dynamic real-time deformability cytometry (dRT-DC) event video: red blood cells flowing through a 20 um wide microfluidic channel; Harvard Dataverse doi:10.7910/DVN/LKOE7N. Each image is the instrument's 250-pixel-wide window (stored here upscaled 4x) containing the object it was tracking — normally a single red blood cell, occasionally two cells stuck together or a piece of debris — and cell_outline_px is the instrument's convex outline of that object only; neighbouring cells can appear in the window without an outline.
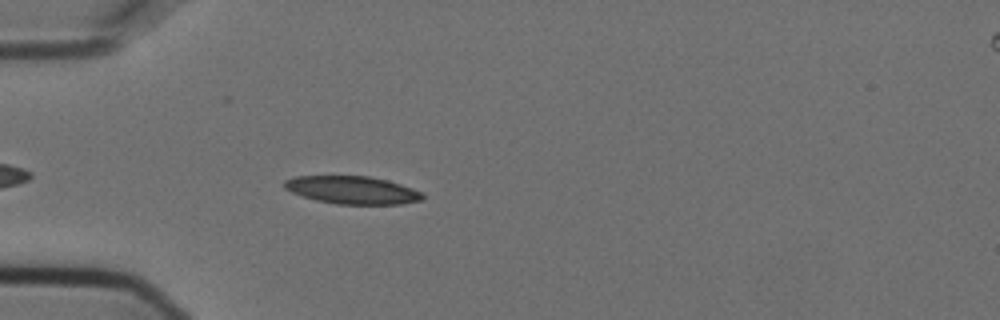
{"species": "Egyptian fruit bat (a non-hibernating species)", "species_latin": "Rousettus aegyptiacus", "temperature_condition": "cold", "stored_images_in_passage": 45, "camera_frame_rate_fps": 3000, "um_per_image_px": 0.085, "animal": {"sex": "female"}, "frame": {"image": 1, "passage_image": 5, "time_ms": 1.333, "image_size_px": [1000, 320], "cell_outline_px": [[424, 200], [400, 204], [336, 204], [316, 200], [292, 192], [284, 188], [284, 180], [296, 176], [368, 176], [388, 180], [424, 192]], "centroid_in_image_um": [29.98, 16.15], "position_along_channel_um": 55.0, "area_um2": 22.43}}
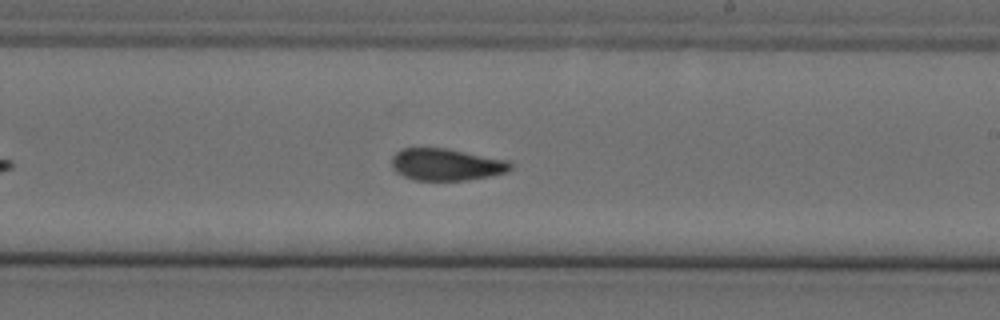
{"frame": {"image": 2, "passage_image": 22, "time_ms": 7.0, "image_size_px": [1000, 320], "cell_outline_px": [[512, 168], [508, 172], [492, 176], [468, 180], [416, 180], [404, 176], [396, 172], [392, 168], [392, 156], [400, 148], [444, 148], [508, 160], [512, 164]], "centroid_in_image_um": [37.94, 13.99], "position_along_channel_um": 251.1, "area_um2": 22.2}}
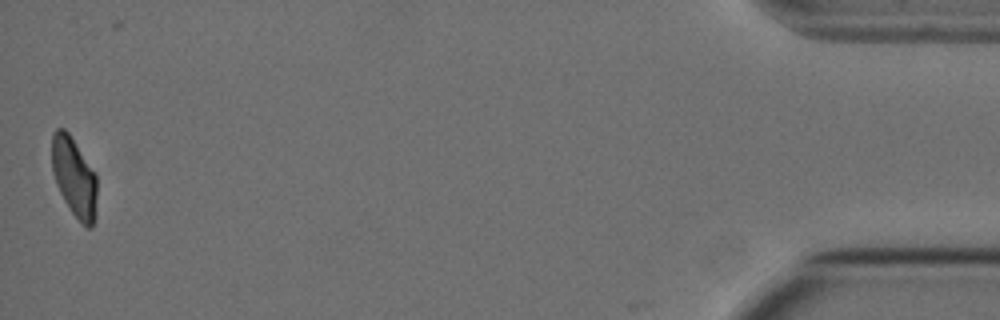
{"frame": {"image": 3, "passage_image": 44, "time_ms": 14.333, "image_size_px": [1000, 320], "cell_outline_px": [[96, 216], [92, 228], [88, 228], [72, 212], [64, 200], [56, 184], [52, 172], [52, 132], [56, 128], [64, 128], [68, 132], [96, 172]], "centroid_in_image_um": [6.31, 15.03], "position_along_channel_um": 428.9, "area_um2": 20.92}, "authors_computed_cell_mechanics": {"area_um2": 22.3686, "velocity_mm_per_s": 3.607, "shape_relaxation_time_tau1_ms": 8.3245, "shape_relaxation_time_tau2_ms": 2.1104, "deformation_change_tau1": 0.1882, "deformation_change_tau2": 0.0687}}